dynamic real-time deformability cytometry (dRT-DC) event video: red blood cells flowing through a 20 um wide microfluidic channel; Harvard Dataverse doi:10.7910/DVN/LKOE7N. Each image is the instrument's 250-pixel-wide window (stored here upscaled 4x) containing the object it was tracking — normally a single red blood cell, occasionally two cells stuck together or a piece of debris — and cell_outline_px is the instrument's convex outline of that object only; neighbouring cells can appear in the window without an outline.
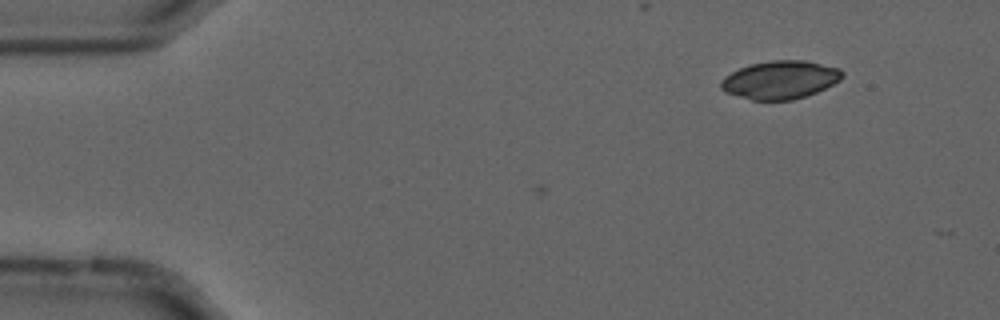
{"species": "common noctule bat (a hibernating species)", "species_latin": "Nyctalus noctula", "temperature_condition": "cold", "stored_images_in_passage": 4, "camera_frame_rate_fps": 3000, "um_per_image_px": 0.085, "animal": {"sex": "male", "forearm_length_mm": 52.5}, "frame": {"image": 1, "passage_image": 4, "time_ms": 1.0, "image_size_px": [1000, 320], "cell_outline_px": [[844, 76], [840, 80], [816, 92], [792, 100], [752, 100], [724, 92], [720, 88], [720, 80], [724, 76], [748, 64], [772, 60], [808, 60], [840, 68], [844, 72]], "centroid_in_image_um": [66.31, 6.77], "position_along_channel_um": 18.7, "area_um2": 27.17}}